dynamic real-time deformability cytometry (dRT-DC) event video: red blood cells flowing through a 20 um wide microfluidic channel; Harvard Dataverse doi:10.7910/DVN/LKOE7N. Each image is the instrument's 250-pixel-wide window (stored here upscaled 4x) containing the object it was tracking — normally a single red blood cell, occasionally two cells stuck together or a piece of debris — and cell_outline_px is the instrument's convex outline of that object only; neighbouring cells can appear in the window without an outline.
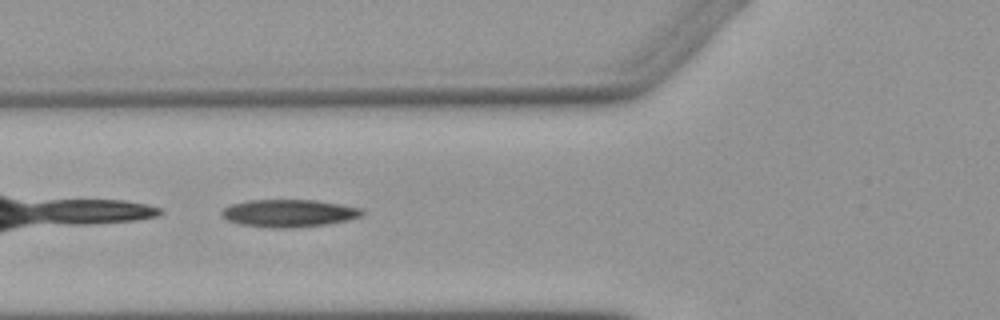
{"species": "Egyptian fruit bat (a non-hibernating species)", "species_latin": "Rousettus aegyptiacus", "temperature_condition": "warm", "stored_images_in_passage": 2, "camera_frame_rate_fps": 3000, "um_per_image_px": 0.085, "animal": {"sex": "female"}, "frame": {"image": 1, "passage_image": 2, "time_ms": 1.0, "image_size_px": [1000, 320], "cell_outline_px": [[364, 212], [360, 216], [348, 220], [324, 224], [288, 228], [272, 228], [240, 224], [228, 220], [220, 216], [220, 212], [224, 208], [232, 204], [248, 200], [312, 200], [360, 208]], "centroid_in_image_um": [24.48, 18.12], "position_along_channel_um": 101.3, "area_um2": 22.2}}